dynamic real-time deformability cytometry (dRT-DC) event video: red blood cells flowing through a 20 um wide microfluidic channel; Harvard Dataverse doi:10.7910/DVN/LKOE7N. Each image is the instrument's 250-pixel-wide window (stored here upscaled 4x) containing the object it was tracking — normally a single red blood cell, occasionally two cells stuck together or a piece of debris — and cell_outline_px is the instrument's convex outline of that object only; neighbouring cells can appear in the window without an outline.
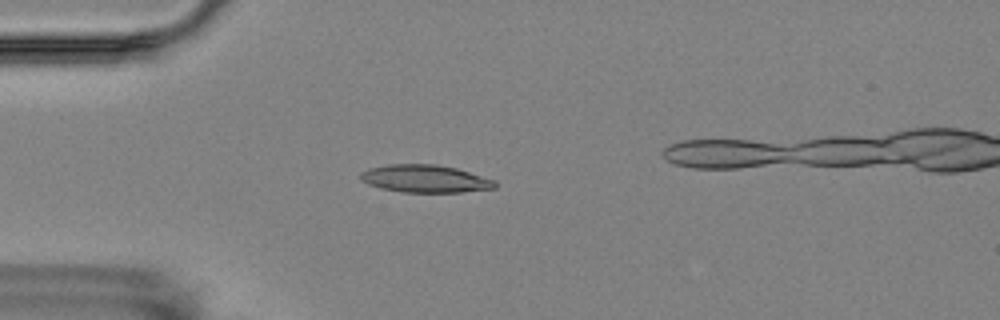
{"species": "Egyptian fruit bat (a non-hibernating species)", "species_latin": "Rousettus aegyptiacus", "temperature_condition": "room temperature", "stored_images_in_passage": 9, "segment_of_instrument_passage": [1, 2], "camera_frame_rate_fps": 3000, "um_per_image_px": 0.085, "animal": {"sex": "female"}, "frame": {"image": 1, "passage_image": 2, "time_ms": 1.333, "image_size_px": [1000, 320], "cell_outline_px": [[496, 188], [460, 192], [404, 192], [380, 188], [368, 184], [360, 180], [360, 172], [368, 168], [388, 164], [436, 164], [456, 168], [496, 180]], "centroid_in_image_um": [36.11, 15.18], "position_along_channel_um": 48.9, "area_um2": 21.73}}
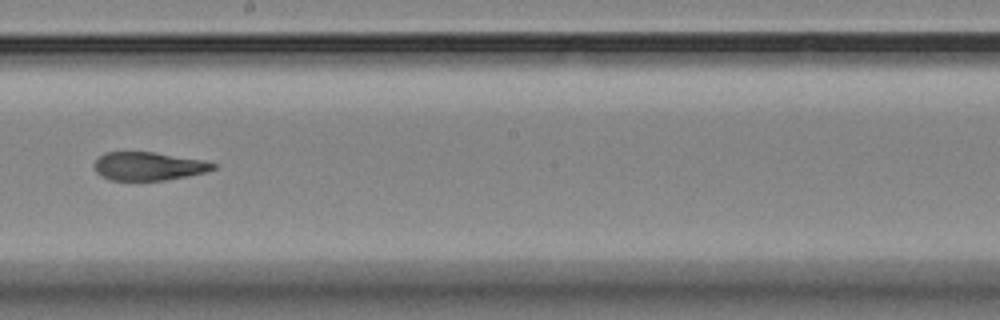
{"frame": {"image": 2, "passage_image": 7, "time_ms": 7.0, "image_size_px": [1000, 320], "cell_outline_px": [[216, 168], [208, 172], [188, 176], [164, 180], [112, 180], [96, 172], [92, 164], [104, 152], [152, 152], [200, 160], [216, 164]], "centroid_in_image_um": [12.6, 14.13], "position_along_channel_um": 235.6, "area_um2": 19.42}}
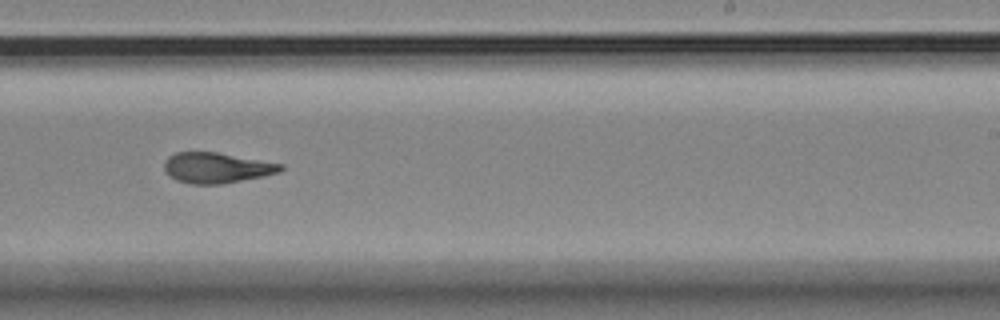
{"frame": {"image": 3, "passage_image": 8, "time_ms": 8.0, "image_size_px": [1000, 320], "cell_outline_px": [[284, 168], [280, 172], [264, 176], [224, 184], [192, 184], [176, 180], [168, 176], [164, 172], [164, 164], [168, 156], [176, 152], [216, 152], [284, 164]], "centroid_in_image_um": [18.4, 14.27], "position_along_channel_um": 270.6, "area_um2": 20.87}}